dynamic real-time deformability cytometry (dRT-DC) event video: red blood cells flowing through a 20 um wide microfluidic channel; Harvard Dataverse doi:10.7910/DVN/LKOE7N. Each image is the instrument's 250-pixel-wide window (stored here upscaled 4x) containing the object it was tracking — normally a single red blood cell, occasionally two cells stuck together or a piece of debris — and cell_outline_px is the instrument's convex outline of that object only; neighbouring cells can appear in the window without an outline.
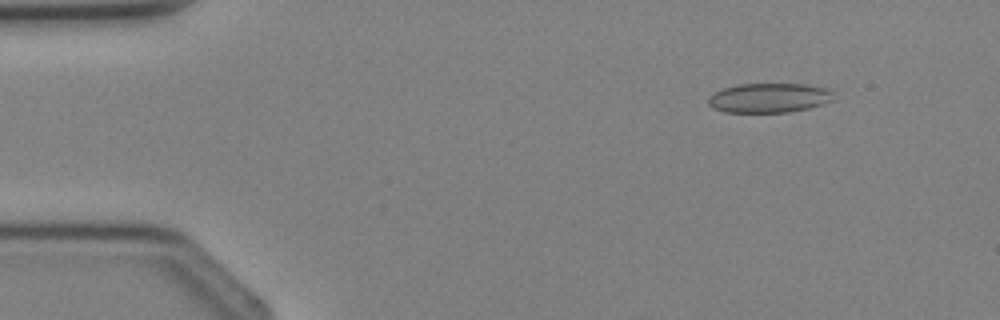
{"species": "Egyptian fruit bat (a non-hibernating species)", "species_latin": "Rousettus aegyptiacus", "temperature_condition": "cold", "stored_images_in_passage": 4, "camera_frame_rate_fps": 3000, "um_per_image_px": 0.085, "animal": {"sex": "female"}, "frame": {"image": 1, "passage_image": 2, "time_ms": 1.0, "image_size_px": [1000, 320], "cell_outline_px": [[832, 100], [808, 108], [788, 112], [724, 112], [712, 108], [708, 104], [708, 100], [716, 92], [724, 88], [740, 84], [804, 84], [832, 88]], "centroid_in_image_um": [65.39, 8.31], "position_along_channel_um": 19.6, "area_um2": 21.39}}